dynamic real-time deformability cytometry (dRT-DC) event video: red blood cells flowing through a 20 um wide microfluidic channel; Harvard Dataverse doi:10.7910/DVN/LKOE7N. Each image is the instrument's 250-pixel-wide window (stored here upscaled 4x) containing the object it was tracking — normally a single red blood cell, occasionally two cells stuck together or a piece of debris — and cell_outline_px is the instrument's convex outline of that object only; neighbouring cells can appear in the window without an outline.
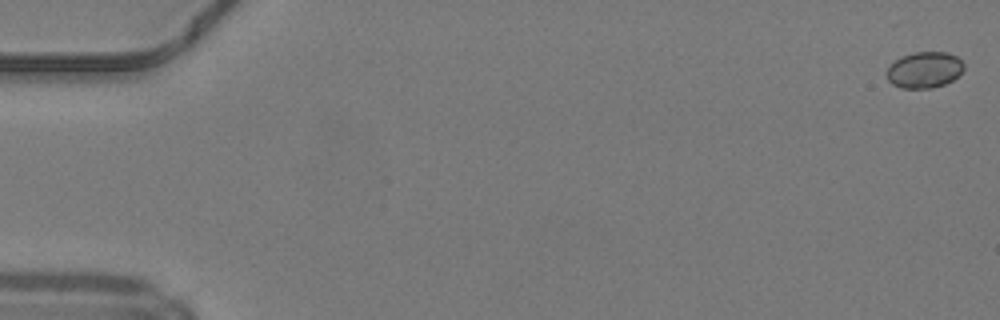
{"species": "common noctule bat (a hibernating species)", "species_latin": "Nyctalus noctula", "temperature_condition": "warm", "stored_images_in_passage": 50, "camera_frame_rate_fps": 3000, "um_per_image_px": 0.085, "animal": {"sex": "male", "body_mass_g": 19.2, "forearm_length_mm": 51.8}, "frame": {"image": 1, "passage_image": 1, "time_ms": 0.0, "image_size_px": [1000, 320], "cell_outline_px": [[964, 68], [952, 80], [944, 84], [932, 88], [900, 88], [892, 84], [888, 80], [888, 68], [900, 56], [912, 52], [948, 52], [956, 56], [964, 64]], "centroid_in_image_um": [78.57, 5.93], "position_along_channel_um": 6.4, "area_um2": 16.13}}
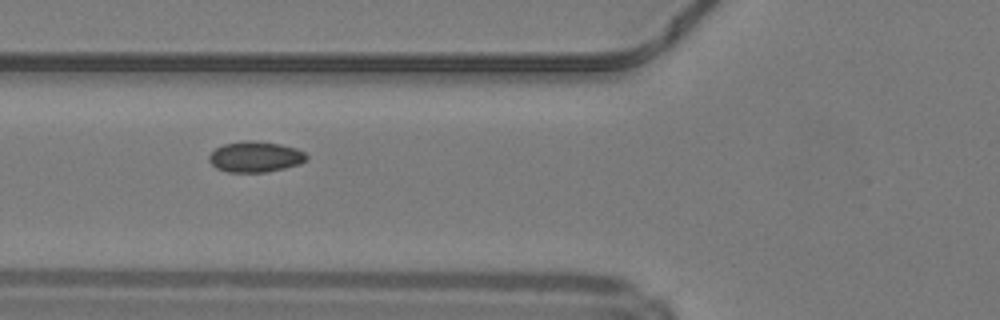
{"frame": {"image": 2, "passage_image": 20, "time_ms": 6.333, "image_size_px": [1000, 320], "cell_outline_px": [[308, 160], [300, 164], [268, 172], [228, 172], [216, 168], [208, 160], [208, 156], [216, 148], [224, 144], [244, 140], [252, 140], [280, 144], [296, 148], [304, 152], [308, 156]], "centroid_in_image_um": [21.71, 13.33], "position_along_channel_um": 104.1, "area_um2": 17.57}}
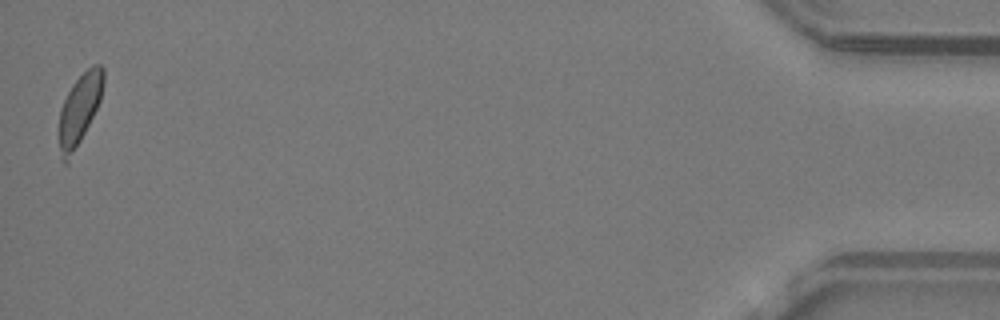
{"frame": {"image": 3, "passage_image": 50, "time_ms": 16.333, "image_size_px": [1000, 320], "cell_outline_px": [[104, 84], [100, 100], [68, 164], [64, 164], [60, 160], [60, 108], [72, 84], [92, 64], [100, 64], [104, 68]], "centroid_in_image_um": [6.76, 9.28], "position_along_channel_um": 428.4, "area_um2": 17.98}, "authors_computed_cell_mechanics": {"area_um2": 17.1955, "velocity_mm_per_s": 4.1839, "shape_relaxation_time_tau1_ms": null, "shape_relaxation_time_tau2_ms": 4.2577, "deformation_change_tau1": null, "deformation_change_tau2": 0.0866}}